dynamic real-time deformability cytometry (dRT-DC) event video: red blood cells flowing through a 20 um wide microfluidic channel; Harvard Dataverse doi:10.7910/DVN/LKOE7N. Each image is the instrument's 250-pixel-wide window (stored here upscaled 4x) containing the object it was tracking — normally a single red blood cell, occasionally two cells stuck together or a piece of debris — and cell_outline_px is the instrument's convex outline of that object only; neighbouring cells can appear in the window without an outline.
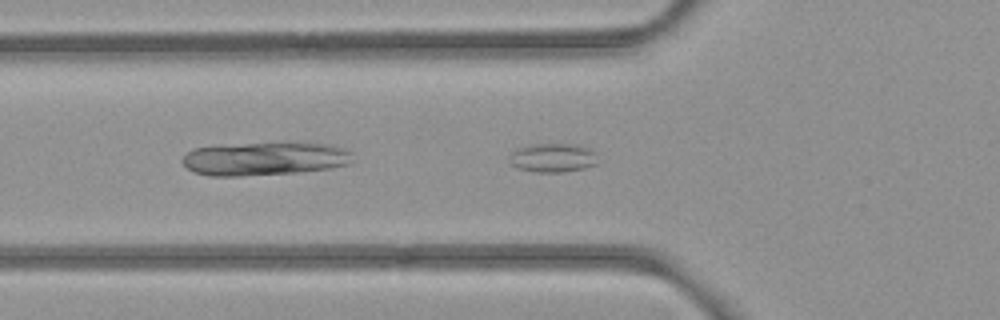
{"species": "common noctule bat (a hibernating species)", "species_latin": "Nyctalus noctula", "temperature_condition": "room temperature", "stored_images_in_passage": 39, "camera_frame_rate_fps": 3000, "um_per_image_px": 0.085, "animal": {"sex": "female", "body_mass_g": 21.9}, "frame": {"image": 1, "passage_image": 3, "time_ms": 0.667, "image_size_px": [1000, 320], "cell_outline_px": [[596, 164], [584, 168], [564, 172], [536, 172], [516, 168], [508, 164], [508, 160], [512, 152], [516, 148], [532, 144], [576, 144], [588, 148], [596, 152]], "centroid_in_image_um": [46.94, 13.41], "position_along_channel_um": 78.9, "area_um2": 15.09}}
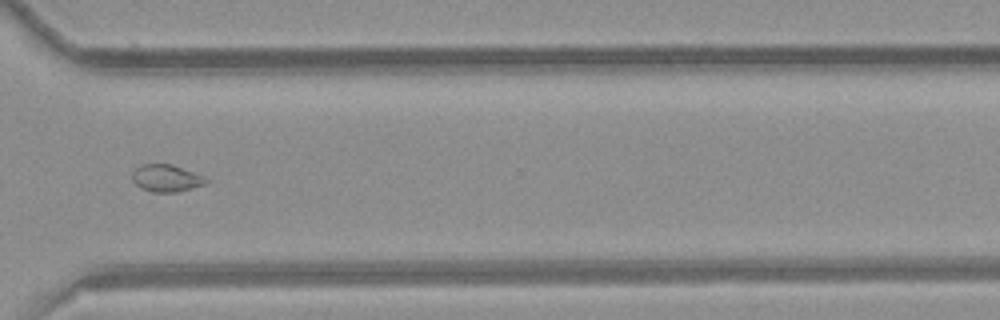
{"frame": {"image": 2, "passage_image": 24, "time_ms": 7.667, "image_size_px": [1000, 320], "cell_outline_px": [[212, 180], [204, 184], [176, 192], [152, 192], [140, 188], [132, 180], [132, 172], [140, 164], [172, 164]], "centroid_in_image_um": [14.1, 15.14], "position_along_channel_um": 356.5, "area_um2": 11.62}}
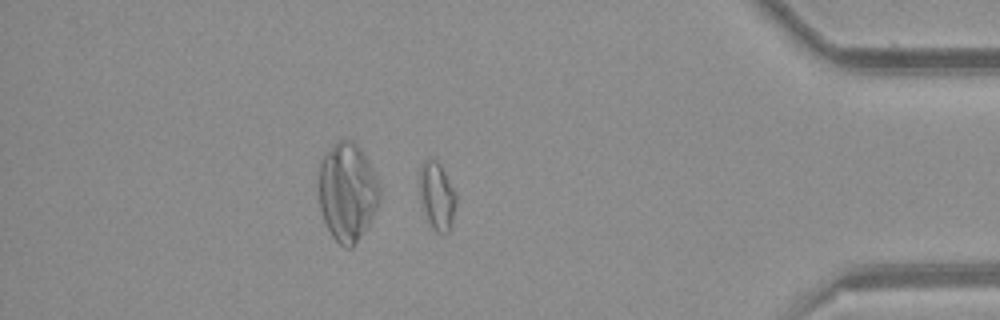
{"frame": {"image": 3, "passage_image": 30, "time_ms": 9.667, "image_size_px": [1000, 320], "cell_outline_px": [[456, 204], [452, 224], [448, 232], [436, 232], [432, 228], [428, 220], [424, 208], [420, 192], [420, 168], [424, 160], [428, 156], [436, 160], [440, 164], [456, 192]], "centroid_in_image_um": [37.16, 16.62], "position_along_channel_um": 398.0, "area_um2": 14.28}, "authors_computed_cell_mechanics": {"area_um2": 12.1958, "velocity_mm_per_s": 3.9525, "shape_relaxation_time_tau1_ms": null, "shape_relaxation_time_tau2_ms": 3.8647, "deformation_change_tau1": null, "deformation_change_tau2": 0.0667}}